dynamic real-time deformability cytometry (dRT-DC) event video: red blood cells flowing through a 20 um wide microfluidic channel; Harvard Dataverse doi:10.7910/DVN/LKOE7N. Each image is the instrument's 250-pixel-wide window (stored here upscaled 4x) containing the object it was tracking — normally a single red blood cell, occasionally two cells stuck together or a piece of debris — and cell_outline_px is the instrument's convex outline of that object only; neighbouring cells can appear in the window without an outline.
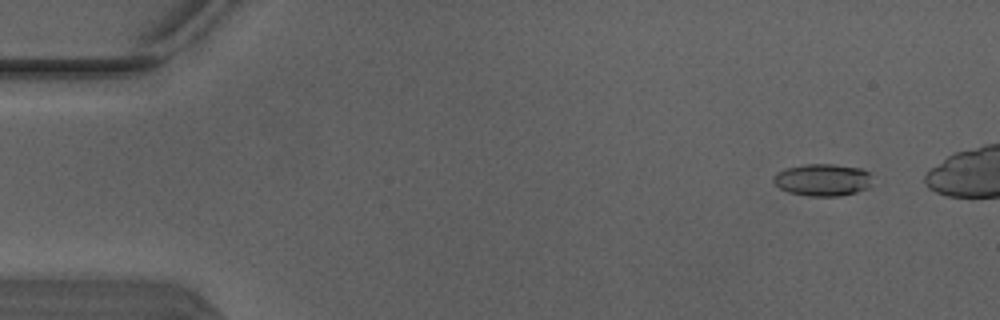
{"species": "Egyptian fruit bat (a non-hibernating species)", "species_latin": "Rousettus aegyptiacus", "temperature_condition": "warm", "stored_images_in_passage": 6, "camera_frame_rate_fps": 3000, "um_per_image_px": 0.085, "animal": {"sex": "male"}, "frame": {"image": 1, "passage_image": 2, "time_ms": 0.333, "image_size_px": [1000, 320], "cell_outline_px": [[868, 188], [856, 192], [840, 196], [808, 196], [788, 192], [780, 188], [772, 180], [772, 176], [776, 172], [784, 168], [804, 164], [832, 164], [860, 168], [868, 172]], "centroid_in_image_um": [69.84, 15.28], "position_along_channel_um": 15.2, "area_um2": 18.44}}